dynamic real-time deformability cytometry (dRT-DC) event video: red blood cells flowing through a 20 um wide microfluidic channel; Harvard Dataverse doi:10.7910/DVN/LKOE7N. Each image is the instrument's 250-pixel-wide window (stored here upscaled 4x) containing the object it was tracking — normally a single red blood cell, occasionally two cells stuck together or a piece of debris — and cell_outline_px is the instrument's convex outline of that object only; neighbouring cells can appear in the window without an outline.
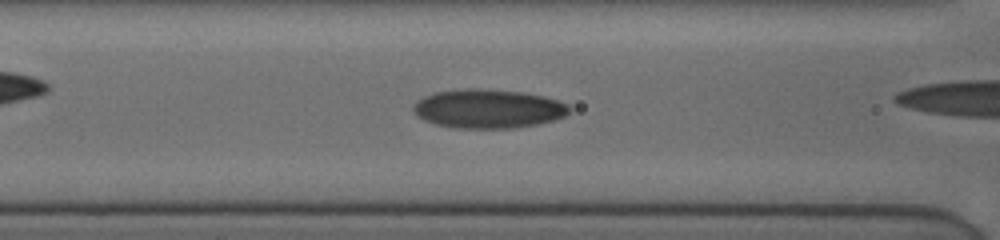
{"species": "human", "species_latin": "Homo sapiens", "temperature_condition": "cold", "stored_images_in_passage": 36, "camera_frame_rate_fps": 3000, "um_per_image_px": 0.085, "donor": {"sex": "female"}, "frame": {"image": 1, "passage_image": 32, "time_ms": 9.0, "image_size_px": [1000, 240], "cell_outline_px": [[572, 108], [564, 116], [552, 120], [536, 124], [512, 128], [452, 128], [436, 124], [424, 120], [416, 116], [412, 112], [412, 104], [416, 100], [432, 92], [464, 88], [488, 88], [520, 92], [540, 96], [556, 100], [568, 104]], "centroid_in_image_um": [41.4, 9.23], "position_along_channel_um": 125.2, "area_um2": 35.66}}